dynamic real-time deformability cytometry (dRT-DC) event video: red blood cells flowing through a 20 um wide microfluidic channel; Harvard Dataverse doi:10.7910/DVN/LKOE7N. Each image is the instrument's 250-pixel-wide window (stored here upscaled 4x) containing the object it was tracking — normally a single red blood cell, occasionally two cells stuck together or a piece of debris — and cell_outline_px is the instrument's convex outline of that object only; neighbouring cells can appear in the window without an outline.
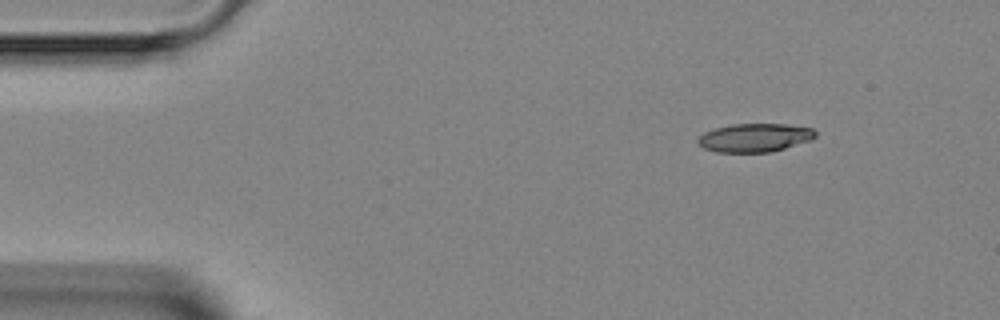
{"species": "Egyptian fruit bat (a non-hibernating species)", "species_latin": "Rousettus aegyptiacus", "temperature_condition": "room temperature", "stored_images_in_passage": 2, "camera_frame_rate_fps": 3000, "um_per_image_px": 0.085, "animal": {"sex": "female"}, "frame": {"image": 1, "passage_image": 1, "time_ms": 0.0, "image_size_px": [1000, 320], "cell_outline_px": [[816, 136], [808, 140], [772, 152], [716, 152], [704, 148], [696, 140], [704, 132], [716, 128], [732, 124], [784, 124], [812, 128], [816, 132]], "centroid_in_image_um": [64.12, 11.7], "position_along_channel_um": 20.9, "area_um2": 19.25}}